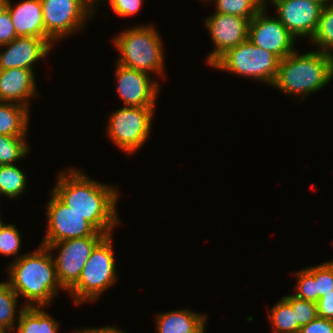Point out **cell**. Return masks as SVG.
Instances as JSON below:
<instances>
[{
  "instance_id": "6da1fadb",
  "label": "cell",
  "mask_w": 333,
  "mask_h": 333,
  "mask_svg": "<svg viewBox=\"0 0 333 333\" xmlns=\"http://www.w3.org/2000/svg\"><path fill=\"white\" fill-rule=\"evenodd\" d=\"M52 192L100 233L112 234L119 223L117 188L90 179L80 169L61 171Z\"/></svg>"
},
{
  "instance_id": "7a4b0ae2",
  "label": "cell",
  "mask_w": 333,
  "mask_h": 333,
  "mask_svg": "<svg viewBox=\"0 0 333 333\" xmlns=\"http://www.w3.org/2000/svg\"><path fill=\"white\" fill-rule=\"evenodd\" d=\"M51 254L47 246L40 245L32 253L14 257L8 266V283L18 296L26 298V307H45L63 290Z\"/></svg>"
},
{
  "instance_id": "3957f363",
  "label": "cell",
  "mask_w": 333,
  "mask_h": 333,
  "mask_svg": "<svg viewBox=\"0 0 333 333\" xmlns=\"http://www.w3.org/2000/svg\"><path fill=\"white\" fill-rule=\"evenodd\" d=\"M333 78V55L322 51L299 54L296 50L280 60L273 87L286 95L305 99L323 89ZM295 94V95H294Z\"/></svg>"
},
{
  "instance_id": "277c9868",
  "label": "cell",
  "mask_w": 333,
  "mask_h": 333,
  "mask_svg": "<svg viewBox=\"0 0 333 333\" xmlns=\"http://www.w3.org/2000/svg\"><path fill=\"white\" fill-rule=\"evenodd\" d=\"M160 37L153 25H140L121 32L113 38L120 53L116 63L147 74L152 71L165 77L164 48Z\"/></svg>"
},
{
  "instance_id": "5b68a950",
  "label": "cell",
  "mask_w": 333,
  "mask_h": 333,
  "mask_svg": "<svg viewBox=\"0 0 333 333\" xmlns=\"http://www.w3.org/2000/svg\"><path fill=\"white\" fill-rule=\"evenodd\" d=\"M112 234L106 235L93 249L83 267L79 282L68 292L76 305L99 299L117 279Z\"/></svg>"
},
{
  "instance_id": "8992f818",
  "label": "cell",
  "mask_w": 333,
  "mask_h": 333,
  "mask_svg": "<svg viewBox=\"0 0 333 333\" xmlns=\"http://www.w3.org/2000/svg\"><path fill=\"white\" fill-rule=\"evenodd\" d=\"M279 63L280 59L276 55L247 39L226 51L211 67L251 77L271 86L277 77Z\"/></svg>"
},
{
  "instance_id": "52a82bcc",
  "label": "cell",
  "mask_w": 333,
  "mask_h": 333,
  "mask_svg": "<svg viewBox=\"0 0 333 333\" xmlns=\"http://www.w3.org/2000/svg\"><path fill=\"white\" fill-rule=\"evenodd\" d=\"M154 109L123 106L108 116L106 134L123 152L132 155L151 133Z\"/></svg>"
},
{
  "instance_id": "ba28073f",
  "label": "cell",
  "mask_w": 333,
  "mask_h": 333,
  "mask_svg": "<svg viewBox=\"0 0 333 333\" xmlns=\"http://www.w3.org/2000/svg\"><path fill=\"white\" fill-rule=\"evenodd\" d=\"M41 4L45 34L54 43L68 34L80 32L87 17L89 19L96 11L95 0H41Z\"/></svg>"
},
{
  "instance_id": "9c48e42d",
  "label": "cell",
  "mask_w": 333,
  "mask_h": 333,
  "mask_svg": "<svg viewBox=\"0 0 333 333\" xmlns=\"http://www.w3.org/2000/svg\"><path fill=\"white\" fill-rule=\"evenodd\" d=\"M104 237L88 236L51 244H41L47 246L50 251L56 248L60 251L56 257L53 256V260L56 266L57 279L63 290L69 292L79 282L86 261L95 246Z\"/></svg>"
},
{
  "instance_id": "30bf717a",
  "label": "cell",
  "mask_w": 333,
  "mask_h": 333,
  "mask_svg": "<svg viewBox=\"0 0 333 333\" xmlns=\"http://www.w3.org/2000/svg\"><path fill=\"white\" fill-rule=\"evenodd\" d=\"M47 204V232L41 244L88 236H106L98 232L87 220L63 203L52 191Z\"/></svg>"
},
{
  "instance_id": "8fae6325",
  "label": "cell",
  "mask_w": 333,
  "mask_h": 333,
  "mask_svg": "<svg viewBox=\"0 0 333 333\" xmlns=\"http://www.w3.org/2000/svg\"><path fill=\"white\" fill-rule=\"evenodd\" d=\"M267 5L249 22L248 39L280 60L294 52L296 38L278 18L267 16Z\"/></svg>"
},
{
  "instance_id": "7c38bea8",
  "label": "cell",
  "mask_w": 333,
  "mask_h": 333,
  "mask_svg": "<svg viewBox=\"0 0 333 333\" xmlns=\"http://www.w3.org/2000/svg\"><path fill=\"white\" fill-rule=\"evenodd\" d=\"M249 20L235 15L216 13L207 16L205 25L215 45L208 56V65H212L220 56L231 48L248 39Z\"/></svg>"
},
{
  "instance_id": "4fadbf2b",
  "label": "cell",
  "mask_w": 333,
  "mask_h": 333,
  "mask_svg": "<svg viewBox=\"0 0 333 333\" xmlns=\"http://www.w3.org/2000/svg\"><path fill=\"white\" fill-rule=\"evenodd\" d=\"M117 92L125 106L155 108L159 93V81L150 75L116 64Z\"/></svg>"
},
{
  "instance_id": "5bb4252c",
  "label": "cell",
  "mask_w": 333,
  "mask_h": 333,
  "mask_svg": "<svg viewBox=\"0 0 333 333\" xmlns=\"http://www.w3.org/2000/svg\"><path fill=\"white\" fill-rule=\"evenodd\" d=\"M278 19L297 39H311L316 32L323 7L308 0H270Z\"/></svg>"
},
{
  "instance_id": "9a60e30c",
  "label": "cell",
  "mask_w": 333,
  "mask_h": 333,
  "mask_svg": "<svg viewBox=\"0 0 333 333\" xmlns=\"http://www.w3.org/2000/svg\"><path fill=\"white\" fill-rule=\"evenodd\" d=\"M7 46V48H6ZM0 69L23 68L34 70L33 65L45 58L52 46L43 38L16 37L9 44L0 46Z\"/></svg>"
},
{
  "instance_id": "2e32d148",
  "label": "cell",
  "mask_w": 333,
  "mask_h": 333,
  "mask_svg": "<svg viewBox=\"0 0 333 333\" xmlns=\"http://www.w3.org/2000/svg\"><path fill=\"white\" fill-rule=\"evenodd\" d=\"M7 10L17 37H38L51 46L53 41L45 34L41 0H24L14 7L9 0Z\"/></svg>"
},
{
  "instance_id": "e0dca14e",
  "label": "cell",
  "mask_w": 333,
  "mask_h": 333,
  "mask_svg": "<svg viewBox=\"0 0 333 333\" xmlns=\"http://www.w3.org/2000/svg\"><path fill=\"white\" fill-rule=\"evenodd\" d=\"M34 73L23 68L0 69V101L28 107V100L38 94Z\"/></svg>"
},
{
  "instance_id": "ac0fdd59",
  "label": "cell",
  "mask_w": 333,
  "mask_h": 333,
  "mask_svg": "<svg viewBox=\"0 0 333 333\" xmlns=\"http://www.w3.org/2000/svg\"><path fill=\"white\" fill-rule=\"evenodd\" d=\"M158 333H205L207 316L190 309L156 315Z\"/></svg>"
},
{
  "instance_id": "d6986e66",
  "label": "cell",
  "mask_w": 333,
  "mask_h": 333,
  "mask_svg": "<svg viewBox=\"0 0 333 333\" xmlns=\"http://www.w3.org/2000/svg\"><path fill=\"white\" fill-rule=\"evenodd\" d=\"M29 107L0 101V135L26 137L29 122Z\"/></svg>"
},
{
  "instance_id": "ffe728a7",
  "label": "cell",
  "mask_w": 333,
  "mask_h": 333,
  "mask_svg": "<svg viewBox=\"0 0 333 333\" xmlns=\"http://www.w3.org/2000/svg\"><path fill=\"white\" fill-rule=\"evenodd\" d=\"M44 308L22 306L17 311L18 326L15 327L17 328L16 333H57L59 330L57 320L46 313Z\"/></svg>"
},
{
  "instance_id": "44dd1931",
  "label": "cell",
  "mask_w": 333,
  "mask_h": 333,
  "mask_svg": "<svg viewBox=\"0 0 333 333\" xmlns=\"http://www.w3.org/2000/svg\"><path fill=\"white\" fill-rule=\"evenodd\" d=\"M268 311V318L274 327L273 333H298L300 326L295 310L283 297Z\"/></svg>"
},
{
  "instance_id": "7402d4cb",
  "label": "cell",
  "mask_w": 333,
  "mask_h": 333,
  "mask_svg": "<svg viewBox=\"0 0 333 333\" xmlns=\"http://www.w3.org/2000/svg\"><path fill=\"white\" fill-rule=\"evenodd\" d=\"M265 1L266 0H214L216 3V13L244 17L249 21L268 4Z\"/></svg>"
},
{
  "instance_id": "603a6c76",
  "label": "cell",
  "mask_w": 333,
  "mask_h": 333,
  "mask_svg": "<svg viewBox=\"0 0 333 333\" xmlns=\"http://www.w3.org/2000/svg\"><path fill=\"white\" fill-rule=\"evenodd\" d=\"M27 176L16 164L0 165V195L17 198L26 189Z\"/></svg>"
},
{
  "instance_id": "cb8c5ba5",
  "label": "cell",
  "mask_w": 333,
  "mask_h": 333,
  "mask_svg": "<svg viewBox=\"0 0 333 333\" xmlns=\"http://www.w3.org/2000/svg\"><path fill=\"white\" fill-rule=\"evenodd\" d=\"M18 297L8 281L0 282V328L5 329L8 333L15 331Z\"/></svg>"
},
{
  "instance_id": "d4e9b609",
  "label": "cell",
  "mask_w": 333,
  "mask_h": 333,
  "mask_svg": "<svg viewBox=\"0 0 333 333\" xmlns=\"http://www.w3.org/2000/svg\"><path fill=\"white\" fill-rule=\"evenodd\" d=\"M318 51L333 55V4L322 9L315 34L311 38Z\"/></svg>"
},
{
  "instance_id": "484cf974",
  "label": "cell",
  "mask_w": 333,
  "mask_h": 333,
  "mask_svg": "<svg viewBox=\"0 0 333 333\" xmlns=\"http://www.w3.org/2000/svg\"><path fill=\"white\" fill-rule=\"evenodd\" d=\"M26 137L0 135V165H12L29 154Z\"/></svg>"
},
{
  "instance_id": "4316f807",
  "label": "cell",
  "mask_w": 333,
  "mask_h": 333,
  "mask_svg": "<svg viewBox=\"0 0 333 333\" xmlns=\"http://www.w3.org/2000/svg\"><path fill=\"white\" fill-rule=\"evenodd\" d=\"M315 278L318 300L333 291V261H327L314 267L306 268Z\"/></svg>"
},
{
  "instance_id": "83f0119b",
  "label": "cell",
  "mask_w": 333,
  "mask_h": 333,
  "mask_svg": "<svg viewBox=\"0 0 333 333\" xmlns=\"http://www.w3.org/2000/svg\"><path fill=\"white\" fill-rule=\"evenodd\" d=\"M21 235L14 224L0 225V254L6 256L18 255L21 248Z\"/></svg>"
},
{
  "instance_id": "f1b7e54d",
  "label": "cell",
  "mask_w": 333,
  "mask_h": 333,
  "mask_svg": "<svg viewBox=\"0 0 333 333\" xmlns=\"http://www.w3.org/2000/svg\"><path fill=\"white\" fill-rule=\"evenodd\" d=\"M283 298L295 310L296 320L300 327L307 325L318 316L317 303L297 298L294 295L283 296Z\"/></svg>"
},
{
  "instance_id": "f546056e",
  "label": "cell",
  "mask_w": 333,
  "mask_h": 333,
  "mask_svg": "<svg viewBox=\"0 0 333 333\" xmlns=\"http://www.w3.org/2000/svg\"><path fill=\"white\" fill-rule=\"evenodd\" d=\"M294 274L297 277V285L295 286L296 293L292 295L303 300L317 303L318 293H316L314 276L306 268Z\"/></svg>"
},
{
  "instance_id": "4dcf8cb0",
  "label": "cell",
  "mask_w": 333,
  "mask_h": 333,
  "mask_svg": "<svg viewBox=\"0 0 333 333\" xmlns=\"http://www.w3.org/2000/svg\"><path fill=\"white\" fill-rule=\"evenodd\" d=\"M108 3L117 15L127 17L139 12L143 0H108Z\"/></svg>"
},
{
  "instance_id": "1f68e13d",
  "label": "cell",
  "mask_w": 333,
  "mask_h": 333,
  "mask_svg": "<svg viewBox=\"0 0 333 333\" xmlns=\"http://www.w3.org/2000/svg\"><path fill=\"white\" fill-rule=\"evenodd\" d=\"M17 37L15 32L10 13L5 11L0 15V46L9 44Z\"/></svg>"
},
{
  "instance_id": "d6a6232c",
  "label": "cell",
  "mask_w": 333,
  "mask_h": 333,
  "mask_svg": "<svg viewBox=\"0 0 333 333\" xmlns=\"http://www.w3.org/2000/svg\"><path fill=\"white\" fill-rule=\"evenodd\" d=\"M298 333H333V320L317 316L307 325L300 327Z\"/></svg>"
},
{
  "instance_id": "836d02e7",
  "label": "cell",
  "mask_w": 333,
  "mask_h": 333,
  "mask_svg": "<svg viewBox=\"0 0 333 333\" xmlns=\"http://www.w3.org/2000/svg\"><path fill=\"white\" fill-rule=\"evenodd\" d=\"M318 317L333 320V291L325 294L317 301Z\"/></svg>"
},
{
  "instance_id": "e575fe53",
  "label": "cell",
  "mask_w": 333,
  "mask_h": 333,
  "mask_svg": "<svg viewBox=\"0 0 333 333\" xmlns=\"http://www.w3.org/2000/svg\"><path fill=\"white\" fill-rule=\"evenodd\" d=\"M74 333H125L124 331L120 330L119 328L115 326H106V327H101V328H86V329H81L80 330H75Z\"/></svg>"
},
{
  "instance_id": "d590c367",
  "label": "cell",
  "mask_w": 333,
  "mask_h": 333,
  "mask_svg": "<svg viewBox=\"0 0 333 333\" xmlns=\"http://www.w3.org/2000/svg\"><path fill=\"white\" fill-rule=\"evenodd\" d=\"M314 3L319 4L320 6L327 7L328 5H332L333 4V0H308ZM332 2V3H331ZM329 3V4H328Z\"/></svg>"
},
{
  "instance_id": "8d00e7d4",
  "label": "cell",
  "mask_w": 333,
  "mask_h": 333,
  "mask_svg": "<svg viewBox=\"0 0 333 333\" xmlns=\"http://www.w3.org/2000/svg\"><path fill=\"white\" fill-rule=\"evenodd\" d=\"M9 0H0V15L7 11Z\"/></svg>"
},
{
  "instance_id": "74e56055",
  "label": "cell",
  "mask_w": 333,
  "mask_h": 333,
  "mask_svg": "<svg viewBox=\"0 0 333 333\" xmlns=\"http://www.w3.org/2000/svg\"><path fill=\"white\" fill-rule=\"evenodd\" d=\"M0 333H8L5 329L0 328Z\"/></svg>"
}]
</instances>
